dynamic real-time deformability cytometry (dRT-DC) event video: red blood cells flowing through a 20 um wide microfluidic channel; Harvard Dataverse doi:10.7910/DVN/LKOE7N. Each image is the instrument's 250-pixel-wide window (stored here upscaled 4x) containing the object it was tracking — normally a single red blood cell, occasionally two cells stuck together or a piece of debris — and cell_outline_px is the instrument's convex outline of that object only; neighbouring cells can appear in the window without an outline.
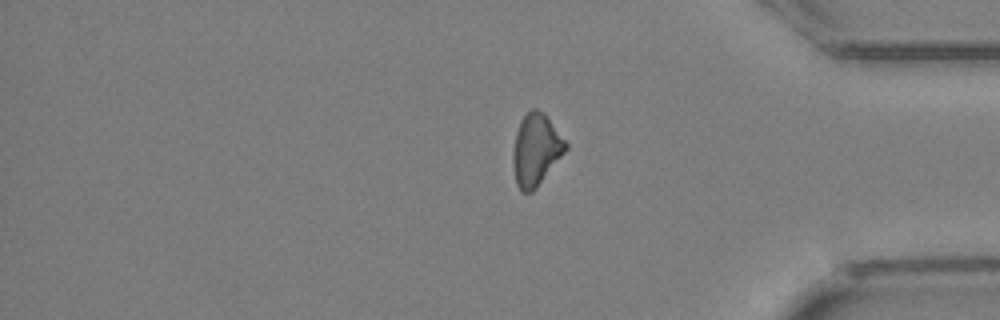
{"species": "Egyptian fruit bat (a non-hibernating species)", "species_latin": "Rousettus aegyptiacus", "temperature_condition": "cold", "stored_images_in_passage": 33, "segment_of_instrument_passage": [2, 2], "camera_frame_rate_fps": 3000, "um_per_image_px": 0.085, "animal": {"sex": "female"}, "frame": {"image": 1, "passage_image": 33, "time_ms": 10.667, "image_size_px": [1000, 320], "cell_outline_px": [[568, 148], [536, 188], [532, 192], [520, 192], [516, 184], [512, 164], [512, 152], [516, 132], [520, 120], [532, 108], [536, 108], [544, 112], [568, 144]], "centroid_in_image_um": [45.53, 12.73], "position_along_channel_um": 389.7, "area_um2": 22.14}}